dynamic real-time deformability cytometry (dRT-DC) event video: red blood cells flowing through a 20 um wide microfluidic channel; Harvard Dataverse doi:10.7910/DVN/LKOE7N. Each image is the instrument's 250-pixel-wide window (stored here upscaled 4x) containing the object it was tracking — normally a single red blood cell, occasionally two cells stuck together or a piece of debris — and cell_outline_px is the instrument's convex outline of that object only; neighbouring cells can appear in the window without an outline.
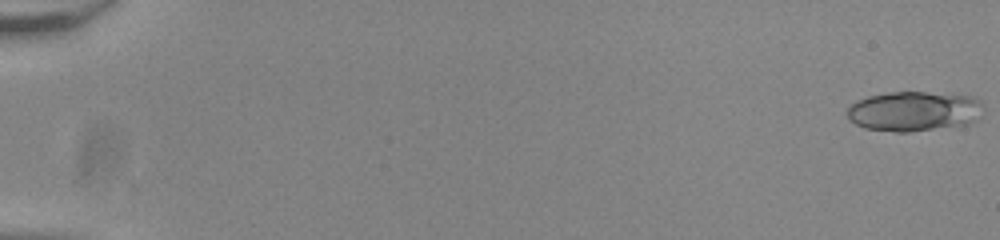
{"species": "common noctule bat (a hibernating species)", "species_latin": "Nyctalus noctula", "temperature_condition": "room temperature", "stored_images_in_passage": 16, "camera_frame_rate_fps": 3000, "um_per_image_px": 0.085, "animal": {"sex": "male", "body_mass_g": 20.0, "forearm_length_mm": 53.3}, "frame": {"image": 1, "passage_image": 1, "time_ms": 0.0, "image_size_px": [1000, 240], "cell_outline_px": [[984, 104], [976, 120], [968, 124], [908, 132], [896, 132], [864, 128], [856, 124], [848, 116], [848, 108], [856, 100], [868, 96], [888, 92], [924, 92], [972, 96], [980, 100]], "centroid_in_image_um": [77.69, 9.45], "position_along_channel_um": 7.3, "area_um2": 31.5}}